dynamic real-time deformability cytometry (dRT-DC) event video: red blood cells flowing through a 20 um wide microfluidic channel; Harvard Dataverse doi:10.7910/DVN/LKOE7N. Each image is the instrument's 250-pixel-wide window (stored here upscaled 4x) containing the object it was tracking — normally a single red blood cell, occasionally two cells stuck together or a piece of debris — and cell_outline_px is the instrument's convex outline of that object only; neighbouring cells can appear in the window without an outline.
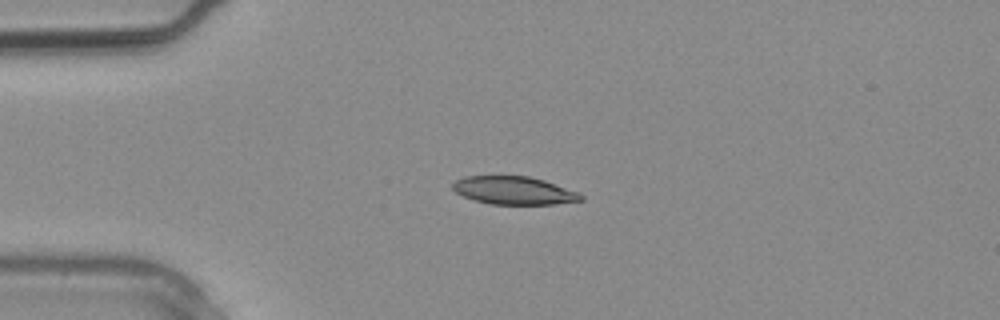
{"species": "common noctule bat (a hibernating species)", "species_latin": "Nyctalus noctula", "temperature_condition": "warm", "stored_images_in_passage": 2, "camera_frame_rate_fps": 3000, "um_per_image_px": 0.085, "animal": {"sex": "male", "body_mass_g": 20.4}, "frame": {"image": 1, "passage_image": 2, "time_ms": 0.333, "image_size_px": [1000, 320], "cell_outline_px": [[584, 200], [552, 204], [488, 204], [464, 196], [456, 192], [452, 188], [452, 184], [456, 180], [464, 176], [528, 176], [544, 180], [580, 192], [584, 196]], "centroid_in_image_um": [43.71, 16.19], "position_along_channel_um": 41.3, "area_um2": 20.92}}